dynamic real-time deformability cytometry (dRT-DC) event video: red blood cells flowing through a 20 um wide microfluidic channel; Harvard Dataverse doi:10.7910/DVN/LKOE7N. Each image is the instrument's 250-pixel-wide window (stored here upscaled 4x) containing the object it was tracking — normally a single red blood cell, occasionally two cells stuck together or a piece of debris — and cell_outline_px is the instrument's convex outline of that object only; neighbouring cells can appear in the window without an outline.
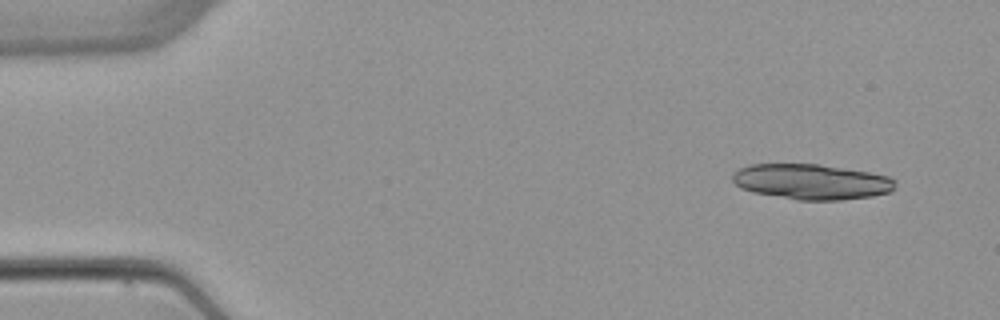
{"species": "common noctule bat (a hibernating species)", "species_latin": "Nyctalus noctula", "temperature_condition": "warm", "stored_images_in_passage": 4, "camera_frame_rate_fps": 3000, "um_per_image_px": 0.085, "animal": {"sex": "female", "body_mass_g": 22.7, "forearm_length_mm": 54.2}, "frame": {"image": 1, "passage_image": 1, "time_ms": 0.0, "image_size_px": [1000, 320], "cell_outline_px": [[896, 188], [892, 192], [872, 196], [840, 200], [796, 200], [752, 192], [740, 188], [732, 180], [732, 172], [740, 168], [752, 164], [820, 164], [868, 172], [888, 176], [896, 180]], "centroid_in_image_um": [68.98, 15.45], "position_along_channel_um": 16.0, "area_um2": 33.81}}